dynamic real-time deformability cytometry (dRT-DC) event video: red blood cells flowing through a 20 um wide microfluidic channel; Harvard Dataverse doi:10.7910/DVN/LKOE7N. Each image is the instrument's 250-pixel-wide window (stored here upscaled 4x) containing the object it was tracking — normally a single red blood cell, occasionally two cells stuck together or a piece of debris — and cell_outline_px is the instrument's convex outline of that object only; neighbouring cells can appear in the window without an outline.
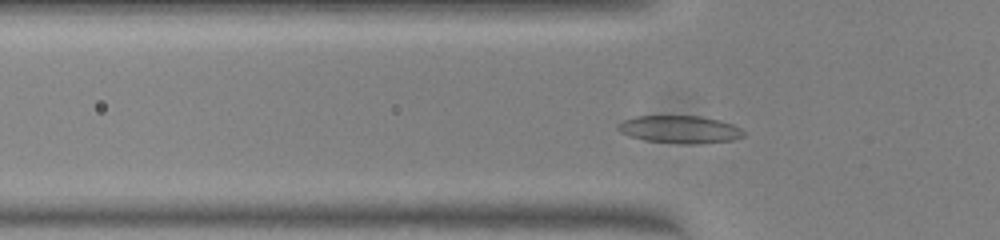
{"species": "common noctule bat (a hibernating species)", "species_latin": "Nyctalus noctula", "temperature_condition": "warm", "stored_images_in_passage": 45, "camera_frame_rate_fps": 3000, "um_per_image_px": 0.085, "animal": {"sex": "female", "body_mass_g": 23.0, "forearm_length_mm": 53.4}, "frame": {"image": 1, "passage_image": 10, "time_ms": 3.0, "image_size_px": [1000, 240], "cell_outline_px": [[744, 136], [732, 140], [700, 144], [684, 144], [644, 140], [628, 136], [620, 132], [616, 128], [616, 124], [624, 120], [636, 116], [700, 116], [720, 120], [732, 124], [740, 128], [744, 132]], "centroid_in_image_um": [57.76, 11.0], "position_along_channel_um": 68.0, "area_um2": 20.35}}
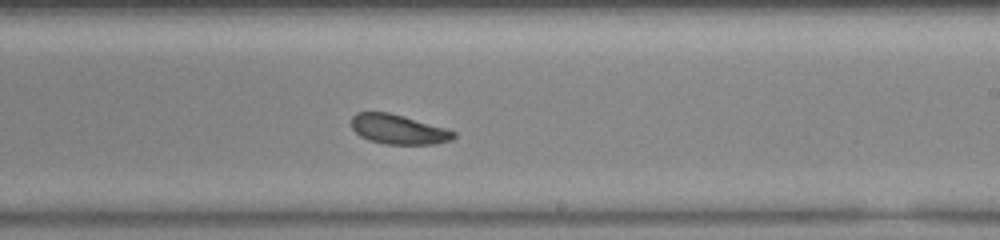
{"frame": {"image": 2, "passage_image": 24, "time_ms": 7.667, "image_size_px": [1000, 240], "cell_outline_px": [[456, 136], [452, 140], [436, 144], [384, 144], [368, 140], [360, 136], [352, 128], [352, 116], [356, 112], [388, 112], [444, 128], [456, 132]], "centroid_in_image_um": [33.84, 11.01], "position_along_channel_um": 255.2, "area_um2": 17.51}}
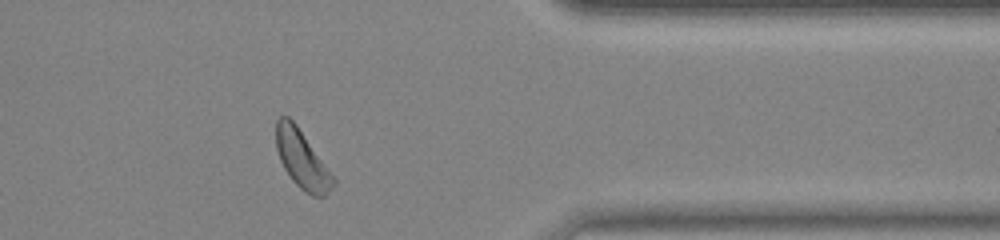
{"frame": {"image": 3, "passage_image": 35, "time_ms": 11.333, "image_size_px": [1000, 240], "cell_outline_px": [[336, 184], [324, 196], [312, 196], [304, 192], [292, 180], [284, 168], [280, 160], [276, 148], [276, 120], [280, 116], [288, 116], [296, 124], [336, 180]], "centroid_in_image_um": [25.66, 13.56], "position_along_channel_um": 385.7, "area_um2": 19.07}, "authors_computed_cell_mechanics": {"area_um2": 18.6694, "velocity_mm_per_s": 4.0123, "shape_relaxation_time_tau1_ms": 5.9893, "shape_relaxation_time_tau2_ms": 2.9689, "deformation_change_tau1": 0.1895, "deformation_change_tau2": 0.0807}}